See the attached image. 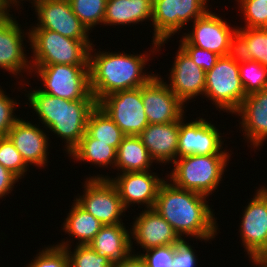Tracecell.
<instances>
[{"mask_svg": "<svg viewBox=\"0 0 267 267\" xmlns=\"http://www.w3.org/2000/svg\"><path fill=\"white\" fill-rule=\"evenodd\" d=\"M210 0H153L152 24V56L160 52L164 43H167L175 33L190 21L201 18L210 9L207 8ZM193 20V21H192ZM179 31V32H178ZM162 46V47H161ZM154 53V54H153Z\"/></svg>", "mask_w": 267, "mask_h": 267, "instance_id": "7", "label": "cell"}, {"mask_svg": "<svg viewBox=\"0 0 267 267\" xmlns=\"http://www.w3.org/2000/svg\"><path fill=\"white\" fill-rule=\"evenodd\" d=\"M180 120L163 124H148L138 135L155 163L166 165L178 158Z\"/></svg>", "mask_w": 267, "mask_h": 267, "instance_id": "22", "label": "cell"}, {"mask_svg": "<svg viewBox=\"0 0 267 267\" xmlns=\"http://www.w3.org/2000/svg\"><path fill=\"white\" fill-rule=\"evenodd\" d=\"M44 131L39 124H32L31 121L20 118L7 135L28 166L34 165L45 169L50 162L48 148L51 142L49 135Z\"/></svg>", "mask_w": 267, "mask_h": 267, "instance_id": "19", "label": "cell"}, {"mask_svg": "<svg viewBox=\"0 0 267 267\" xmlns=\"http://www.w3.org/2000/svg\"><path fill=\"white\" fill-rule=\"evenodd\" d=\"M174 251L175 244L151 248L145 250V253L136 254L144 259L147 267H172Z\"/></svg>", "mask_w": 267, "mask_h": 267, "instance_id": "37", "label": "cell"}, {"mask_svg": "<svg viewBox=\"0 0 267 267\" xmlns=\"http://www.w3.org/2000/svg\"><path fill=\"white\" fill-rule=\"evenodd\" d=\"M204 96L217 110L234 114L247 96L239 75V57L236 52L220 56L205 75Z\"/></svg>", "mask_w": 267, "mask_h": 267, "instance_id": "6", "label": "cell"}, {"mask_svg": "<svg viewBox=\"0 0 267 267\" xmlns=\"http://www.w3.org/2000/svg\"><path fill=\"white\" fill-rule=\"evenodd\" d=\"M13 17L15 16L9 12L0 16V68L19 79L17 75L23 77L24 71L32 76L31 61H28L30 57L26 55V45L23 42L26 37L29 40L27 42H30V32H24L22 25Z\"/></svg>", "mask_w": 267, "mask_h": 267, "instance_id": "16", "label": "cell"}, {"mask_svg": "<svg viewBox=\"0 0 267 267\" xmlns=\"http://www.w3.org/2000/svg\"><path fill=\"white\" fill-rule=\"evenodd\" d=\"M170 69L168 77L170 83L166 84L184 104L196 96H204L206 72L198 67L179 46Z\"/></svg>", "mask_w": 267, "mask_h": 267, "instance_id": "20", "label": "cell"}, {"mask_svg": "<svg viewBox=\"0 0 267 267\" xmlns=\"http://www.w3.org/2000/svg\"><path fill=\"white\" fill-rule=\"evenodd\" d=\"M67 238V241H60L61 243L56 244L59 247L65 248L69 260L70 267H112L109 259L100 255L98 252L94 251L89 245H76L74 250L72 249V241Z\"/></svg>", "mask_w": 267, "mask_h": 267, "instance_id": "30", "label": "cell"}, {"mask_svg": "<svg viewBox=\"0 0 267 267\" xmlns=\"http://www.w3.org/2000/svg\"><path fill=\"white\" fill-rule=\"evenodd\" d=\"M179 47L205 72L211 70L220 57L214 52L193 46L192 44H179Z\"/></svg>", "mask_w": 267, "mask_h": 267, "instance_id": "38", "label": "cell"}, {"mask_svg": "<svg viewBox=\"0 0 267 267\" xmlns=\"http://www.w3.org/2000/svg\"><path fill=\"white\" fill-rule=\"evenodd\" d=\"M231 154L191 155L177 158L166 179L178 188L209 197L218 189Z\"/></svg>", "mask_w": 267, "mask_h": 267, "instance_id": "4", "label": "cell"}, {"mask_svg": "<svg viewBox=\"0 0 267 267\" xmlns=\"http://www.w3.org/2000/svg\"><path fill=\"white\" fill-rule=\"evenodd\" d=\"M253 264L252 266L254 267H267V265L263 262L262 259H251V261Z\"/></svg>", "mask_w": 267, "mask_h": 267, "instance_id": "43", "label": "cell"}, {"mask_svg": "<svg viewBox=\"0 0 267 267\" xmlns=\"http://www.w3.org/2000/svg\"><path fill=\"white\" fill-rule=\"evenodd\" d=\"M86 132L96 139V142L108 143L116 150L126 136L98 106L89 115Z\"/></svg>", "mask_w": 267, "mask_h": 267, "instance_id": "29", "label": "cell"}, {"mask_svg": "<svg viewBox=\"0 0 267 267\" xmlns=\"http://www.w3.org/2000/svg\"><path fill=\"white\" fill-rule=\"evenodd\" d=\"M144 209V210H143ZM136 216L130 228L131 251L135 249L133 242L143 251L178 243L181 238L172 226L153 208L145 209ZM133 239V240H132Z\"/></svg>", "mask_w": 267, "mask_h": 267, "instance_id": "18", "label": "cell"}, {"mask_svg": "<svg viewBox=\"0 0 267 267\" xmlns=\"http://www.w3.org/2000/svg\"><path fill=\"white\" fill-rule=\"evenodd\" d=\"M245 19L244 28H261L266 23L267 1L235 0Z\"/></svg>", "mask_w": 267, "mask_h": 267, "instance_id": "35", "label": "cell"}, {"mask_svg": "<svg viewBox=\"0 0 267 267\" xmlns=\"http://www.w3.org/2000/svg\"><path fill=\"white\" fill-rule=\"evenodd\" d=\"M27 93V94H26ZM26 105L31 106L46 132L64 140L66 154L78 145L86 133L90 113L97 106L96 100H67L48 95L39 89L26 91Z\"/></svg>", "mask_w": 267, "mask_h": 267, "instance_id": "3", "label": "cell"}, {"mask_svg": "<svg viewBox=\"0 0 267 267\" xmlns=\"http://www.w3.org/2000/svg\"><path fill=\"white\" fill-rule=\"evenodd\" d=\"M158 173L152 170L142 172H124L117 173V177L93 175L88 178H108L115 185L122 205L125 210L133 205H144L145 209L154 207L157 194L161 184L165 181L166 176L161 178ZM133 204V205H132ZM131 205V206H130Z\"/></svg>", "mask_w": 267, "mask_h": 267, "instance_id": "13", "label": "cell"}, {"mask_svg": "<svg viewBox=\"0 0 267 267\" xmlns=\"http://www.w3.org/2000/svg\"><path fill=\"white\" fill-rule=\"evenodd\" d=\"M31 73L38 81L40 77L43 87L39 90L48 95L71 101L96 100L90 89L89 65L32 66Z\"/></svg>", "mask_w": 267, "mask_h": 267, "instance_id": "8", "label": "cell"}, {"mask_svg": "<svg viewBox=\"0 0 267 267\" xmlns=\"http://www.w3.org/2000/svg\"><path fill=\"white\" fill-rule=\"evenodd\" d=\"M185 117L184 115L180 119L178 158L191 155L229 154L226 147L223 149L225 140H222L223 136L215 125L200 116L199 119L190 122H186Z\"/></svg>", "mask_w": 267, "mask_h": 267, "instance_id": "14", "label": "cell"}, {"mask_svg": "<svg viewBox=\"0 0 267 267\" xmlns=\"http://www.w3.org/2000/svg\"><path fill=\"white\" fill-rule=\"evenodd\" d=\"M153 0H107L103 25H136L152 20Z\"/></svg>", "mask_w": 267, "mask_h": 267, "instance_id": "24", "label": "cell"}, {"mask_svg": "<svg viewBox=\"0 0 267 267\" xmlns=\"http://www.w3.org/2000/svg\"><path fill=\"white\" fill-rule=\"evenodd\" d=\"M261 28L267 30V18H266V23Z\"/></svg>", "mask_w": 267, "mask_h": 267, "instance_id": "46", "label": "cell"}, {"mask_svg": "<svg viewBox=\"0 0 267 267\" xmlns=\"http://www.w3.org/2000/svg\"><path fill=\"white\" fill-rule=\"evenodd\" d=\"M155 163L139 136H125L117 148L115 170L118 173L151 170ZM120 171V172H119Z\"/></svg>", "mask_w": 267, "mask_h": 267, "instance_id": "25", "label": "cell"}, {"mask_svg": "<svg viewBox=\"0 0 267 267\" xmlns=\"http://www.w3.org/2000/svg\"><path fill=\"white\" fill-rule=\"evenodd\" d=\"M32 7L38 23L31 29H47L75 40H90L91 32L73 13L69 0H40Z\"/></svg>", "mask_w": 267, "mask_h": 267, "instance_id": "15", "label": "cell"}, {"mask_svg": "<svg viewBox=\"0 0 267 267\" xmlns=\"http://www.w3.org/2000/svg\"><path fill=\"white\" fill-rule=\"evenodd\" d=\"M239 75L246 95L267 88V68L257 61L239 58Z\"/></svg>", "mask_w": 267, "mask_h": 267, "instance_id": "31", "label": "cell"}, {"mask_svg": "<svg viewBox=\"0 0 267 267\" xmlns=\"http://www.w3.org/2000/svg\"><path fill=\"white\" fill-rule=\"evenodd\" d=\"M0 164L10 170L19 179L24 178L30 168L22 159L8 137H0Z\"/></svg>", "mask_w": 267, "mask_h": 267, "instance_id": "33", "label": "cell"}, {"mask_svg": "<svg viewBox=\"0 0 267 267\" xmlns=\"http://www.w3.org/2000/svg\"><path fill=\"white\" fill-rule=\"evenodd\" d=\"M206 199L207 196L178 188L166 179L159 188L153 209L181 239L194 237L196 241L208 242L215 239L219 226Z\"/></svg>", "mask_w": 267, "mask_h": 267, "instance_id": "1", "label": "cell"}, {"mask_svg": "<svg viewBox=\"0 0 267 267\" xmlns=\"http://www.w3.org/2000/svg\"><path fill=\"white\" fill-rule=\"evenodd\" d=\"M19 181V178L10 170L0 164V199L11 194L14 185Z\"/></svg>", "mask_w": 267, "mask_h": 267, "instance_id": "40", "label": "cell"}, {"mask_svg": "<svg viewBox=\"0 0 267 267\" xmlns=\"http://www.w3.org/2000/svg\"><path fill=\"white\" fill-rule=\"evenodd\" d=\"M117 150L108 143L96 142L87 132L78 145L68 155L79 162L91 163L100 168L112 167L115 170Z\"/></svg>", "mask_w": 267, "mask_h": 267, "instance_id": "28", "label": "cell"}, {"mask_svg": "<svg viewBox=\"0 0 267 267\" xmlns=\"http://www.w3.org/2000/svg\"><path fill=\"white\" fill-rule=\"evenodd\" d=\"M94 47H90L88 65L90 89L97 102L109 94L139 88L155 76L144 70L151 53L95 52Z\"/></svg>", "mask_w": 267, "mask_h": 267, "instance_id": "2", "label": "cell"}, {"mask_svg": "<svg viewBox=\"0 0 267 267\" xmlns=\"http://www.w3.org/2000/svg\"><path fill=\"white\" fill-rule=\"evenodd\" d=\"M19 104V101L17 103L14 98L12 99L6 95V92L0 86V137H7L10 129L20 119L14 113Z\"/></svg>", "mask_w": 267, "mask_h": 267, "instance_id": "36", "label": "cell"}, {"mask_svg": "<svg viewBox=\"0 0 267 267\" xmlns=\"http://www.w3.org/2000/svg\"><path fill=\"white\" fill-rule=\"evenodd\" d=\"M7 11L4 9L1 1H0V16H2L3 14H5Z\"/></svg>", "mask_w": 267, "mask_h": 267, "instance_id": "44", "label": "cell"}, {"mask_svg": "<svg viewBox=\"0 0 267 267\" xmlns=\"http://www.w3.org/2000/svg\"><path fill=\"white\" fill-rule=\"evenodd\" d=\"M26 267H70V260L65 248L57 245L45 246Z\"/></svg>", "mask_w": 267, "mask_h": 267, "instance_id": "34", "label": "cell"}, {"mask_svg": "<svg viewBox=\"0 0 267 267\" xmlns=\"http://www.w3.org/2000/svg\"><path fill=\"white\" fill-rule=\"evenodd\" d=\"M83 195L76 201L84 210L92 214L103 225L123 223L125 215L121 199L115 185L108 178H86Z\"/></svg>", "mask_w": 267, "mask_h": 267, "instance_id": "11", "label": "cell"}, {"mask_svg": "<svg viewBox=\"0 0 267 267\" xmlns=\"http://www.w3.org/2000/svg\"><path fill=\"white\" fill-rule=\"evenodd\" d=\"M192 245H189L185 239H181L178 243L175 244L174 258L172 267H197V256L193 250Z\"/></svg>", "mask_w": 267, "mask_h": 267, "instance_id": "39", "label": "cell"}, {"mask_svg": "<svg viewBox=\"0 0 267 267\" xmlns=\"http://www.w3.org/2000/svg\"><path fill=\"white\" fill-rule=\"evenodd\" d=\"M235 52L240 59L254 60L267 68V30L237 26Z\"/></svg>", "mask_w": 267, "mask_h": 267, "instance_id": "27", "label": "cell"}, {"mask_svg": "<svg viewBox=\"0 0 267 267\" xmlns=\"http://www.w3.org/2000/svg\"><path fill=\"white\" fill-rule=\"evenodd\" d=\"M262 260L267 265V254L262 258Z\"/></svg>", "mask_w": 267, "mask_h": 267, "instance_id": "45", "label": "cell"}, {"mask_svg": "<svg viewBox=\"0 0 267 267\" xmlns=\"http://www.w3.org/2000/svg\"><path fill=\"white\" fill-rule=\"evenodd\" d=\"M234 115L240 116L239 128L248 146L259 150L267 139V88L248 94Z\"/></svg>", "mask_w": 267, "mask_h": 267, "instance_id": "21", "label": "cell"}, {"mask_svg": "<svg viewBox=\"0 0 267 267\" xmlns=\"http://www.w3.org/2000/svg\"><path fill=\"white\" fill-rule=\"evenodd\" d=\"M248 202L240 220V240L248 258L262 259L267 254V186H260Z\"/></svg>", "mask_w": 267, "mask_h": 267, "instance_id": "12", "label": "cell"}, {"mask_svg": "<svg viewBox=\"0 0 267 267\" xmlns=\"http://www.w3.org/2000/svg\"><path fill=\"white\" fill-rule=\"evenodd\" d=\"M216 14L209 10L201 18L196 19L191 25L192 30L183 33L179 43L192 44L219 56H226L235 52L237 27L235 25L232 27L231 22L229 24Z\"/></svg>", "mask_w": 267, "mask_h": 267, "instance_id": "9", "label": "cell"}, {"mask_svg": "<svg viewBox=\"0 0 267 267\" xmlns=\"http://www.w3.org/2000/svg\"><path fill=\"white\" fill-rule=\"evenodd\" d=\"M73 13L91 32L103 25L107 0H69Z\"/></svg>", "mask_w": 267, "mask_h": 267, "instance_id": "32", "label": "cell"}, {"mask_svg": "<svg viewBox=\"0 0 267 267\" xmlns=\"http://www.w3.org/2000/svg\"><path fill=\"white\" fill-rule=\"evenodd\" d=\"M97 106L126 136H138L149 124L142 102V86L109 94Z\"/></svg>", "mask_w": 267, "mask_h": 267, "instance_id": "10", "label": "cell"}, {"mask_svg": "<svg viewBox=\"0 0 267 267\" xmlns=\"http://www.w3.org/2000/svg\"><path fill=\"white\" fill-rule=\"evenodd\" d=\"M31 65H88L91 40H75L47 29H28ZM91 41V42H90Z\"/></svg>", "mask_w": 267, "mask_h": 267, "instance_id": "5", "label": "cell"}, {"mask_svg": "<svg viewBox=\"0 0 267 267\" xmlns=\"http://www.w3.org/2000/svg\"><path fill=\"white\" fill-rule=\"evenodd\" d=\"M126 228L124 223L103 225L88 245L112 265L121 263L132 253L130 229Z\"/></svg>", "mask_w": 267, "mask_h": 267, "instance_id": "23", "label": "cell"}, {"mask_svg": "<svg viewBox=\"0 0 267 267\" xmlns=\"http://www.w3.org/2000/svg\"><path fill=\"white\" fill-rule=\"evenodd\" d=\"M0 1H1L4 9L7 12H12V11H10V8L12 9V7H16V6H17L16 8H18V6L21 7V5H20V4H22L21 1H27V0H0ZM29 1H31L29 3H32L31 5H33L34 3H36L37 1H40V0H29Z\"/></svg>", "mask_w": 267, "mask_h": 267, "instance_id": "42", "label": "cell"}, {"mask_svg": "<svg viewBox=\"0 0 267 267\" xmlns=\"http://www.w3.org/2000/svg\"><path fill=\"white\" fill-rule=\"evenodd\" d=\"M160 74L142 86V102L149 124L179 121L186 105L171 91Z\"/></svg>", "mask_w": 267, "mask_h": 267, "instance_id": "17", "label": "cell"}, {"mask_svg": "<svg viewBox=\"0 0 267 267\" xmlns=\"http://www.w3.org/2000/svg\"><path fill=\"white\" fill-rule=\"evenodd\" d=\"M63 231L78 241L76 245H88L100 231L103 224L92 214L84 210L76 201L73 202L63 224Z\"/></svg>", "mask_w": 267, "mask_h": 267, "instance_id": "26", "label": "cell"}, {"mask_svg": "<svg viewBox=\"0 0 267 267\" xmlns=\"http://www.w3.org/2000/svg\"><path fill=\"white\" fill-rule=\"evenodd\" d=\"M131 253L123 262L112 265V267H147L146 262L140 255Z\"/></svg>", "mask_w": 267, "mask_h": 267, "instance_id": "41", "label": "cell"}]
</instances>
